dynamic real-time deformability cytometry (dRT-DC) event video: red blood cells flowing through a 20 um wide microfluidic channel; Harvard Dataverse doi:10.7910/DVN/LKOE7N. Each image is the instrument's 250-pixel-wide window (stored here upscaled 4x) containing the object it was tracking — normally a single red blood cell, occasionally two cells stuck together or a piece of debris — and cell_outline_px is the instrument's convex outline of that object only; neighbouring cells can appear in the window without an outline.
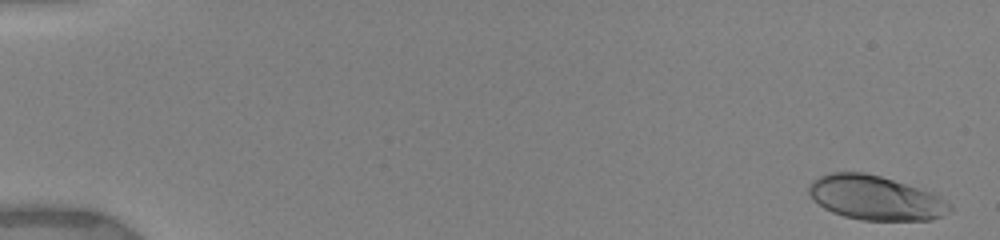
{"species": "human", "species_latin": "Homo sapiens", "temperature_condition": "warm", "stored_images_in_passage": 13, "camera_frame_rate_fps": 3000, "um_per_image_px": 0.085, "donor": {"sex": "female"}, "frame": {"image": 1, "passage_image": 2, "time_ms": 0.333, "image_size_px": [1000, 240], "cell_outline_px": [[952, 208], [940, 216], [932, 220], [860, 220], [844, 216], [832, 212], [824, 208], [808, 192], [808, 184], [812, 180], [828, 172], [864, 172], [880, 176], [932, 192], [952, 204]], "centroid_in_image_um": [74.4, 16.81], "position_along_channel_um": 10.6, "area_um2": 36.24}}
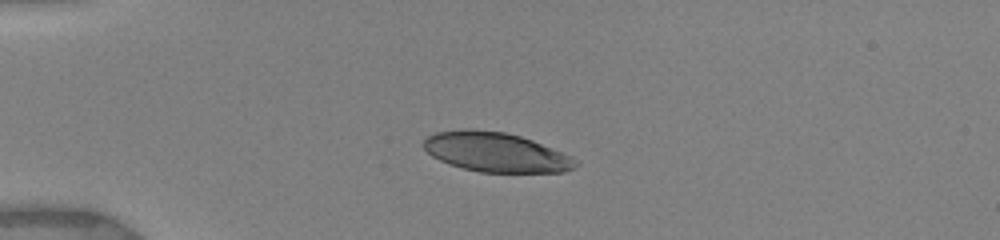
{"frame": {"image": 2, "passage_image": 8, "time_ms": 4.333, "image_size_px": [1000, 240], "cell_outline_px": [[580, 164], [564, 172], [480, 172], [448, 164], [432, 156], [420, 144], [428, 136], [436, 132], [464, 128], [472, 128], [504, 132], [520, 136], [532, 140], [560, 152], [576, 160]], "centroid_in_image_um": [42.08, 12.92], "position_along_channel_um": 42.9, "area_um2": 34.85}}